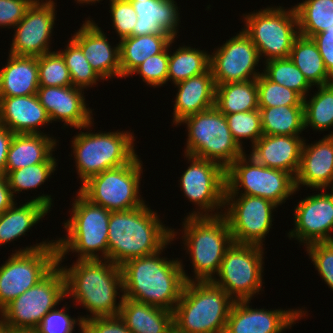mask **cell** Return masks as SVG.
<instances>
[{
  "label": "cell",
  "instance_id": "6da1fadb",
  "mask_svg": "<svg viewBox=\"0 0 333 333\" xmlns=\"http://www.w3.org/2000/svg\"><path fill=\"white\" fill-rule=\"evenodd\" d=\"M166 247L154 254L128 260L120 266L124 298L172 312L175 310L185 283L192 281V278L187 276L181 260L160 256Z\"/></svg>",
  "mask_w": 333,
  "mask_h": 333
},
{
  "label": "cell",
  "instance_id": "7a4b0ae2",
  "mask_svg": "<svg viewBox=\"0 0 333 333\" xmlns=\"http://www.w3.org/2000/svg\"><path fill=\"white\" fill-rule=\"evenodd\" d=\"M158 216L146 204L112 211L108 224V260L122 266L128 260L154 254L174 241L177 232L166 228Z\"/></svg>",
  "mask_w": 333,
  "mask_h": 333
},
{
  "label": "cell",
  "instance_id": "3957f363",
  "mask_svg": "<svg viewBox=\"0 0 333 333\" xmlns=\"http://www.w3.org/2000/svg\"><path fill=\"white\" fill-rule=\"evenodd\" d=\"M58 265L65 277L66 297L72 296L74 302L81 303L92 314L80 316L82 321L118 316L124 298L123 294L120 297V291L123 292L120 266L107 259H77L70 268Z\"/></svg>",
  "mask_w": 333,
  "mask_h": 333
},
{
  "label": "cell",
  "instance_id": "277c9868",
  "mask_svg": "<svg viewBox=\"0 0 333 333\" xmlns=\"http://www.w3.org/2000/svg\"><path fill=\"white\" fill-rule=\"evenodd\" d=\"M233 303L212 281L186 282L173 311L174 333H225Z\"/></svg>",
  "mask_w": 333,
  "mask_h": 333
},
{
  "label": "cell",
  "instance_id": "5b68a950",
  "mask_svg": "<svg viewBox=\"0 0 333 333\" xmlns=\"http://www.w3.org/2000/svg\"><path fill=\"white\" fill-rule=\"evenodd\" d=\"M75 198L71 216L64 222L63 228L67 235L55 240L57 264H61L69 252L78 253V260H108V224L111 211L91 203L79 191Z\"/></svg>",
  "mask_w": 333,
  "mask_h": 333
},
{
  "label": "cell",
  "instance_id": "8992f818",
  "mask_svg": "<svg viewBox=\"0 0 333 333\" xmlns=\"http://www.w3.org/2000/svg\"><path fill=\"white\" fill-rule=\"evenodd\" d=\"M182 223V243L190 254L194 270L192 281H212L233 243L226 218L223 215L187 216Z\"/></svg>",
  "mask_w": 333,
  "mask_h": 333
},
{
  "label": "cell",
  "instance_id": "52a82bcc",
  "mask_svg": "<svg viewBox=\"0 0 333 333\" xmlns=\"http://www.w3.org/2000/svg\"><path fill=\"white\" fill-rule=\"evenodd\" d=\"M72 138V152L81 184L100 172L128 164L137 156L134 134L130 131H80Z\"/></svg>",
  "mask_w": 333,
  "mask_h": 333
},
{
  "label": "cell",
  "instance_id": "ba28073f",
  "mask_svg": "<svg viewBox=\"0 0 333 333\" xmlns=\"http://www.w3.org/2000/svg\"><path fill=\"white\" fill-rule=\"evenodd\" d=\"M188 138L184 154L214 161L225 170L245 153L234 140L226 117L215 106L184 118Z\"/></svg>",
  "mask_w": 333,
  "mask_h": 333
},
{
  "label": "cell",
  "instance_id": "9c48e42d",
  "mask_svg": "<svg viewBox=\"0 0 333 333\" xmlns=\"http://www.w3.org/2000/svg\"><path fill=\"white\" fill-rule=\"evenodd\" d=\"M57 261L55 240L15 250L0 266V311L43 279Z\"/></svg>",
  "mask_w": 333,
  "mask_h": 333
},
{
  "label": "cell",
  "instance_id": "30bf717a",
  "mask_svg": "<svg viewBox=\"0 0 333 333\" xmlns=\"http://www.w3.org/2000/svg\"><path fill=\"white\" fill-rule=\"evenodd\" d=\"M246 155L244 153L225 170V195L262 197L279 206L296 194L295 178L290 173L263 166Z\"/></svg>",
  "mask_w": 333,
  "mask_h": 333
},
{
  "label": "cell",
  "instance_id": "8fae6325",
  "mask_svg": "<svg viewBox=\"0 0 333 333\" xmlns=\"http://www.w3.org/2000/svg\"><path fill=\"white\" fill-rule=\"evenodd\" d=\"M243 31L256 46L260 59L264 62L272 59L287 58L295 39L299 36L297 13L292 6L284 9L267 7L256 12L243 14Z\"/></svg>",
  "mask_w": 333,
  "mask_h": 333
},
{
  "label": "cell",
  "instance_id": "7c38bea8",
  "mask_svg": "<svg viewBox=\"0 0 333 333\" xmlns=\"http://www.w3.org/2000/svg\"><path fill=\"white\" fill-rule=\"evenodd\" d=\"M142 166V160L137 155L128 164L90 177L80 186L79 192L91 203L111 212L143 206L145 201L139 193Z\"/></svg>",
  "mask_w": 333,
  "mask_h": 333
},
{
  "label": "cell",
  "instance_id": "4fadbf2b",
  "mask_svg": "<svg viewBox=\"0 0 333 333\" xmlns=\"http://www.w3.org/2000/svg\"><path fill=\"white\" fill-rule=\"evenodd\" d=\"M66 298V283L57 264L36 285L0 311V319L14 331H34L43 317Z\"/></svg>",
  "mask_w": 333,
  "mask_h": 333
},
{
  "label": "cell",
  "instance_id": "5bb4252c",
  "mask_svg": "<svg viewBox=\"0 0 333 333\" xmlns=\"http://www.w3.org/2000/svg\"><path fill=\"white\" fill-rule=\"evenodd\" d=\"M264 248L237 244L226 250L217 277L212 282L234 301L251 300L262 288Z\"/></svg>",
  "mask_w": 333,
  "mask_h": 333
},
{
  "label": "cell",
  "instance_id": "9a60e30c",
  "mask_svg": "<svg viewBox=\"0 0 333 333\" xmlns=\"http://www.w3.org/2000/svg\"><path fill=\"white\" fill-rule=\"evenodd\" d=\"M184 157L188 158L186 160L191 164L180 178V187L184 196L198 208L191 214L189 212L187 216L223 215L226 190L225 169L214 161L187 154Z\"/></svg>",
  "mask_w": 333,
  "mask_h": 333
},
{
  "label": "cell",
  "instance_id": "2e32d148",
  "mask_svg": "<svg viewBox=\"0 0 333 333\" xmlns=\"http://www.w3.org/2000/svg\"><path fill=\"white\" fill-rule=\"evenodd\" d=\"M272 201L249 195H225L223 216L230 227L233 243L263 247L272 229Z\"/></svg>",
  "mask_w": 333,
  "mask_h": 333
},
{
  "label": "cell",
  "instance_id": "e0dca14e",
  "mask_svg": "<svg viewBox=\"0 0 333 333\" xmlns=\"http://www.w3.org/2000/svg\"><path fill=\"white\" fill-rule=\"evenodd\" d=\"M236 36L210 54V69L215 85L257 79L260 56L251 38L241 29Z\"/></svg>",
  "mask_w": 333,
  "mask_h": 333
},
{
  "label": "cell",
  "instance_id": "ac0fdd59",
  "mask_svg": "<svg viewBox=\"0 0 333 333\" xmlns=\"http://www.w3.org/2000/svg\"><path fill=\"white\" fill-rule=\"evenodd\" d=\"M41 1V2H40ZM53 0H34L24 18L14 27L15 33L9 53L17 56L40 57L51 52L50 43L55 25Z\"/></svg>",
  "mask_w": 333,
  "mask_h": 333
},
{
  "label": "cell",
  "instance_id": "d6986e66",
  "mask_svg": "<svg viewBox=\"0 0 333 333\" xmlns=\"http://www.w3.org/2000/svg\"><path fill=\"white\" fill-rule=\"evenodd\" d=\"M324 189L301 199L294 207V229L288 237L296 238L307 246L317 242H330L333 238V190L328 193ZM330 232V233H329ZM306 244V245H305Z\"/></svg>",
  "mask_w": 333,
  "mask_h": 333
},
{
  "label": "cell",
  "instance_id": "ffe728a7",
  "mask_svg": "<svg viewBox=\"0 0 333 333\" xmlns=\"http://www.w3.org/2000/svg\"><path fill=\"white\" fill-rule=\"evenodd\" d=\"M250 302L251 300L234 301L225 333H283L307 313L305 309H253L249 306Z\"/></svg>",
  "mask_w": 333,
  "mask_h": 333
},
{
  "label": "cell",
  "instance_id": "44dd1931",
  "mask_svg": "<svg viewBox=\"0 0 333 333\" xmlns=\"http://www.w3.org/2000/svg\"><path fill=\"white\" fill-rule=\"evenodd\" d=\"M84 90L78 87L39 86L37 97L52 122L62 121L65 126L90 131L93 124L92 110L85 102ZM83 93V94H82Z\"/></svg>",
  "mask_w": 333,
  "mask_h": 333
},
{
  "label": "cell",
  "instance_id": "7402d4cb",
  "mask_svg": "<svg viewBox=\"0 0 333 333\" xmlns=\"http://www.w3.org/2000/svg\"><path fill=\"white\" fill-rule=\"evenodd\" d=\"M71 37L103 81L114 76L121 78L120 43L111 46L104 31L90 17Z\"/></svg>",
  "mask_w": 333,
  "mask_h": 333
},
{
  "label": "cell",
  "instance_id": "603a6c76",
  "mask_svg": "<svg viewBox=\"0 0 333 333\" xmlns=\"http://www.w3.org/2000/svg\"><path fill=\"white\" fill-rule=\"evenodd\" d=\"M304 140L295 187L329 189L333 182V131L313 144ZM328 187V188H327Z\"/></svg>",
  "mask_w": 333,
  "mask_h": 333
},
{
  "label": "cell",
  "instance_id": "cb8c5ba5",
  "mask_svg": "<svg viewBox=\"0 0 333 333\" xmlns=\"http://www.w3.org/2000/svg\"><path fill=\"white\" fill-rule=\"evenodd\" d=\"M304 138L300 135H263L251 146L250 157L269 168L297 175Z\"/></svg>",
  "mask_w": 333,
  "mask_h": 333
},
{
  "label": "cell",
  "instance_id": "d4e9b609",
  "mask_svg": "<svg viewBox=\"0 0 333 333\" xmlns=\"http://www.w3.org/2000/svg\"><path fill=\"white\" fill-rule=\"evenodd\" d=\"M51 123L36 94L0 97V125L14 134H43L39 129Z\"/></svg>",
  "mask_w": 333,
  "mask_h": 333
},
{
  "label": "cell",
  "instance_id": "484cf974",
  "mask_svg": "<svg viewBox=\"0 0 333 333\" xmlns=\"http://www.w3.org/2000/svg\"><path fill=\"white\" fill-rule=\"evenodd\" d=\"M131 4L138 18L131 36L170 35L175 40L181 22L176 1L144 0Z\"/></svg>",
  "mask_w": 333,
  "mask_h": 333
},
{
  "label": "cell",
  "instance_id": "4316f807",
  "mask_svg": "<svg viewBox=\"0 0 333 333\" xmlns=\"http://www.w3.org/2000/svg\"><path fill=\"white\" fill-rule=\"evenodd\" d=\"M176 87L178 93L175 97L172 125L178 126L184 118L215 105L216 85L211 69L175 84Z\"/></svg>",
  "mask_w": 333,
  "mask_h": 333
},
{
  "label": "cell",
  "instance_id": "83f0119b",
  "mask_svg": "<svg viewBox=\"0 0 333 333\" xmlns=\"http://www.w3.org/2000/svg\"><path fill=\"white\" fill-rule=\"evenodd\" d=\"M34 198L18 207L16 202L0 214V246L18 240L50 212L53 205L50 195L42 194Z\"/></svg>",
  "mask_w": 333,
  "mask_h": 333
},
{
  "label": "cell",
  "instance_id": "f1b7e54d",
  "mask_svg": "<svg viewBox=\"0 0 333 333\" xmlns=\"http://www.w3.org/2000/svg\"><path fill=\"white\" fill-rule=\"evenodd\" d=\"M49 134H14L7 154L5 175L38 163H57L53 151L57 139Z\"/></svg>",
  "mask_w": 333,
  "mask_h": 333
},
{
  "label": "cell",
  "instance_id": "f546056e",
  "mask_svg": "<svg viewBox=\"0 0 333 333\" xmlns=\"http://www.w3.org/2000/svg\"><path fill=\"white\" fill-rule=\"evenodd\" d=\"M5 67L0 69V97L29 96L39 88L38 57L9 53Z\"/></svg>",
  "mask_w": 333,
  "mask_h": 333
},
{
  "label": "cell",
  "instance_id": "4dcf8cb0",
  "mask_svg": "<svg viewBox=\"0 0 333 333\" xmlns=\"http://www.w3.org/2000/svg\"><path fill=\"white\" fill-rule=\"evenodd\" d=\"M118 316L132 333H174L173 312L123 298Z\"/></svg>",
  "mask_w": 333,
  "mask_h": 333
},
{
  "label": "cell",
  "instance_id": "1f68e13d",
  "mask_svg": "<svg viewBox=\"0 0 333 333\" xmlns=\"http://www.w3.org/2000/svg\"><path fill=\"white\" fill-rule=\"evenodd\" d=\"M173 40L170 35L126 37L120 43L121 78L131 73L147 58L161 53Z\"/></svg>",
  "mask_w": 333,
  "mask_h": 333
},
{
  "label": "cell",
  "instance_id": "d6a6232c",
  "mask_svg": "<svg viewBox=\"0 0 333 333\" xmlns=\"http://www.w3.org/2000/svg\"><path fill=\"white\" fill-rule=\"evenodd\" d=\"M214 106L224 115L259 109L257 79L216 85Z\"/></svg>",
  "mask_w": 333,
  "mask_h": 333
},
{
  "label": "cell",
  "instance_id": "836d02e7",
  "mask_svg": "<svg viewBox=\"0 0 333 333\" xmlns=\"http://www.w3.org/2000/svg\"><path fill=\"white\" fill-rule=\"evenodd\" d=\"M289 58L313 87L333 82L312 38L299 35L293 43Z\"/></svg>",
  "mask_w": 333,
  "mask_h": 333
},
{
  "label": "cell",
  "instance_id": "e575fe53",
  "mask_svg": "<svg viewBox=\"0 0 333 333\" xmlns=\"http://www.w3.org/2000/svg\"><path fill=\"white\" fill-rule=\"evenodd\" d=\"M263 135L295 136L304 128V106L259 107Z\"/></svg>",
  "mask_w": 333,
  "mask_h": 333
},
{
  "label": "cell",
  "instance_id": "d590c367",
  "mask_svg": "<svg viewBox=\"0 0 333 333\" xmlns=\"http://www.w3.org/2000/svg\"><path fill=\"white\" fill-rule=\"evenodd\" d=\"M210 69V54L198 48L180 46L169 54L168 81L175 85L190 77L201 75Z\"/></svg>",
  "mask_w": 333,
  "mask_h": 333
},
{
  "label": "cell",
  "instance_id": "8d00e7d4",
  "mask_svg": "<svg viewBox=\"0 0 333 333\" xmlns=\"http://www.w3.org/2000/svg\"><path fill=\"white\" fill-rule=\"evenodd\" d=\"M294 8L301 36L312 38L333 25V0H303Z\"/></svg>",
  "mask_w": 333,
  "mask_h": 333
},
{
  "label": "cell",
  "instance_id": "74e56055",
  "mask_svg": "<svg viewBox=\"0 0 333 333\" xmlns=\"http://www.w3.org/2000/svg\"><path fill=\"white\" fill-rule=\"evenodd\" d=\"M316 88L311 99H303L304 128L325 131L333 127V82Z\"/></svg>",
  "mask_w": 333,
  "mask_h": 333
},
{
  "label": "cell",
  "instance_id": "f35d334b",
  "mask_svg": "<svg viewBox=\"0 0 333 333\" xmlns=\"http://www.w3.org/2000/svg\"><path fill=\"white\" fill-rule=\"evenodd\" d=\"M264 63L262 74L267 79L296 91L303 99L308 97L309 90L313 87L289 57L272 59Z\"/></svg>",
  "mask_w": 333,
  "mask_h": 333
},
{
  "label": "cell",
  "instance_id": "ab89813d",
  "mask_svg": "<svg viewBox=\"0 0 333 333\" xmlns=\"http://www.w3.org/2000/svg\"><path fill=\"white\" fill-rule=\"evenodd\" d=\"M58 52L65 61L74 87L84 90L96 85L97 81L103 80L91 67L81 48L72 39L69 40L66 49Z\"/></svg>",
  "mask_w": 333,
  "mask_h": 333
},
{
  "label": "cell",
  "instance_id": "60d3db41",
  "mask_svg": "<svg viewBox=\"0 0 333 333\" xmlns=\"http://www.w3.org/2000/svg\"><path fill=\"white\" fill-rule=\"evenodd\" d=\"M57 165V163H38L10 171L6 176L13 196L16 197L15 193L36 189L44 184L54 173Z\"/></svg>",
  "mask_w": 333,
  "mask_h": 333
},
{
  "label": "cell",
  "instance_id": "b9f144b4",
  "mask_svg": "<svg viewBox=\"0 0 333 333\" xmlns=\"http://www.w3.org/2000/svg\"><path fill=\"white\" fill-rule=\"evenodd\" d=\"M259 107L303 106V98L296 92L279 85L263 74L257 78Z\"/></svg>",
  "mask_w": 333,
  "mask_h": 333
},
{
  "label": "cell",
  "instance_id": "7bdbcfd3",
  "mask_svg": "<svg viewBox=\"0 0 333 333\" xmlns=\"http://www.w3.org/2000/svg\"><path fill=\"white\" fill-rule=\"evenodd\" d=\"M228 127L238 145L243 148V139H249L253 146L262 136L259 109L225 115Z\"/></svg>",
  "mask_w": 333,
  "mask_h": 333
},
{
  "label": "cell",
  "instance_id": "ee69618b",
  "mask_svg": "<svg viewBox=\"0 0 333 333\" xmlns=\"http://www.w3.org/2000/svg\"><path fill=\"white\" fill-rule=\"evenodd\" d=\"M38 76L39 86H72L69 70L58 51L38 57Z\"/></svg>",
  "mask_w": 333,
  "mask_h": 333
},
{
  "label": "cell",
  "instance_id": "f6af8a7d",
  "mask_svg": "<svg viewBox=\"0 0 333 333\" xmlns=\"http://www.w3.org/2000/svg\"><path fill=\"white\" fill-rule=\"evenodd\" d=\"M174 42L173 39L161 53L147 58L131 75H140L143 82L151 87L164 86L168 78L169 53L171 52L169 48Z\"/></svg>",
  "mask_w": 333,
  "mask_h": 333
},
{
  "label": "cell",
  "instance_id": "bcb514c9",
  "mask_svg": "<svg viewBox=\"0 0 333 333\" xmlns=\"http://www.w3.org/2000/svg\"><path fill=\"white\" fill-rule=\"evenodd\" d=\"M60 310L55 308L49 311L44 317L42 322L37 326L34 330L35 333H72L75 329V325L77 324L82 333V326L83 321L81 317L78 316L76 319L75 317L72 318L68 313L67 310L69 307H65L63 305ZM67 309V310H66Z\"/></svg>",
  "mask_w": 333,
  "mask_h": 333
},
{
  "label": "cell",
  "instance_id": "7dc6e473",
  "mask_svg": "<svg viewBox=\"0 0 333 333\" xmlns=\"http://www.w3.org/2000/svg\"><path fill=\"white\" fill-rule=\"evenodd\" d=\"M305 247L318 274L333 291V243L317 242Z\"/></svg>",
  "mask_w": 333,
  "mask_h": 333
},
{
  "label": "cell",
  "instance_id": "c3c4849f",
  "mask_svg": "<svg viewBox=\"0 0 333 333\" xmlns=\"http://www.w3.org/2000/svg\"><path fill=\"white\" fill-rule=\"evenodd\" d=\"M110 12L113 22V27L116 30L117 36L122 40L126 37H131L134 25L137 22V14L131 4L127 0H109Z\"/></svg>",
  "mask_w": 333,
  "mask_h": 333
},
{
  "label": "cell",
  "instance_id": "681fc988",
  "mask_svg": "<svg viewBox=\"0 0 333 333\" xmlns=\"http://www.w3.org/2000/svg\"><path fill=\"white\" fill-rule=\"evenodd\" d=\"M34 0H0V27L14 28Z\"/></svg>",
  "mask_w": 333,
  "mask_h": 333
},
{
  "label": "cell",
  "instance_id": "f907efd6",
  "mask_svg": "<svg viewBox=\"0 0 333 333\" xmlns=\"http://www.w3.org/2000/svg\"><path fill=\"white\" fill-rule=\"evenodd\" d=\"M82 333H132L119 316L94 317L83 321Z\"/></svg>",
  "mask_w": 333,
  "mask_h": 333
},
{
  "label": "cell",
  "instance_id": "816d5d0a",
  "mask_svg": "<svg viewBox=\"0 0 333 333\" xmlns=\"http://www.w3.org/2000/svg\"><path fill=\"white\" fill-rule=\"evenodd\" d=\"M316 43L328 73L333 77V25L312 37Z\"/></svg>",
  "mask_w": 333,
  "mask_h": 333
},
{
  "label": "cell",
  "instance_id": "f5cc1de1",
  "mask_svg": "<svg viewBox=\"0 0 333 333\" xmlns=\"http://www.w3.org/2000/svg\"><path fill=\"white\" fill-rule=\"evenodd\" d=\"M14 133L3 125H0V175H5V167L8 149Z\"/></svg>",
  "mask_w": 333,
  "mask_h": 333
},
{
  "label": "cell",
  "instance_id": "db71d44e",
  "mask_svg": "<svg viewBox=\"0 0 333 333\" xmlns=\"http://www.w3.org/2000/svg\"><path fill=\"white\" fill-rule=\"evenodd\" d=\"M15 202L7 176L0 175V214L8 210Z\"/></svg>",
  "mask_w": 333,
  "mask_h": 333
},
{
  "label": "cell",
  "instance_id": "11a10c76",
  "mask_svg": "<svg viewBox=\"0 0 333 333\" xmlns=\"http://www.w3.org/2000/svg\"><path fill=\"white\" fill-rule=\"evenodd\" d=\"M14 330L11 329L6 323L0 319V333H13Z\"/></svg>",
  "mask_w": 333,
  "mask_h": 333
},
{
  "label": "cell",
  "instance_id": "9f6ffc18",
  "mask_svg": "<svg viewBox=\"0 0 333 333\" xmlns=\"http://www.w3.org/2000/svg\"><path fill=\"white\" fill-rule=\"evenodd\" d=\"M77 3H79V4H83L84 5V3L85 4H91L92 5V3H96V2H100L101 0H75Z\"/></svg>",
  "mask_w": 333,
  "mask_h": 333
},
{
  "label": "cell",
  "instance_id": "6f0895ef",
  "mask_svg": "<svg viewBox=\"0 0 333 333\" xmlns=\"http://www.w3.org/2000/svg\"><path fill=\"white\" fill-rule=\"evenodd\" d=\"M13 333H35L34 331H14Z\"/></svg>",
  "mask_w": 333,
  "mask_h": 333
},
{
  "label": "cell",
  "instance_id": "680465c9",
  "mask_svg": "<svg viewBox=\"0 0 333 333\" xmlns=\"http://www.w3.org/2000/svg\"><path fill=\"white\" fill-rule=\"evenodd\" d=\"M129 2H140V1H144V0H127Z\"/></svg>",
  "mask_w": 333,
  "mask_h": 333
}]
</instances>
